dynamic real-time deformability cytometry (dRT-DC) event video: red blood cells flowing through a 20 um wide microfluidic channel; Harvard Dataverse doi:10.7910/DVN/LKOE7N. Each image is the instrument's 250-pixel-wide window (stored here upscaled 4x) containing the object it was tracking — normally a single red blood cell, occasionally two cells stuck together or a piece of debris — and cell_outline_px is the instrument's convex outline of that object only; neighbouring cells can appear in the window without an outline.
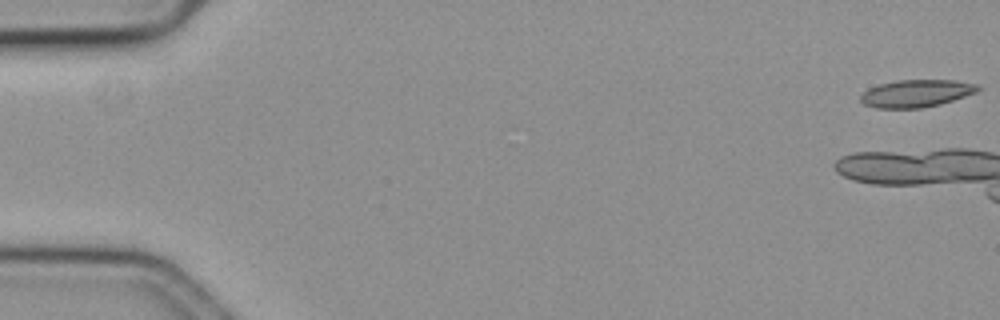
{"species": "common noctule bat (a hibernating species)", "species_latin": "Nyctalus noctula", "temperature_condition": "cold", "stored_images_in_passage": 12, "camera_frame_rate_fps": 3000, "um_per_image_px": 0.085, "animal": {"sex": "female", "body_mass_g": 19.3, "forearm_length_mm": 54.1}, "frame": {"image": 1, "passage_image": 1, "time_ms": 0.0, "image_size_px": [1000, 320], "cell_outline_px": [[980, 88], [976, 92], [940, 104], [924, 108], [876, 108], [864, 104], [860, 100], [860, 96], [868, 88], [880, 84], [896, 80], [952, 80], [976, 84]], "centroid_in_image_um": [77.84, 7.94], "position_along_channel_um": 7.2, "area_um2": 18.61}}